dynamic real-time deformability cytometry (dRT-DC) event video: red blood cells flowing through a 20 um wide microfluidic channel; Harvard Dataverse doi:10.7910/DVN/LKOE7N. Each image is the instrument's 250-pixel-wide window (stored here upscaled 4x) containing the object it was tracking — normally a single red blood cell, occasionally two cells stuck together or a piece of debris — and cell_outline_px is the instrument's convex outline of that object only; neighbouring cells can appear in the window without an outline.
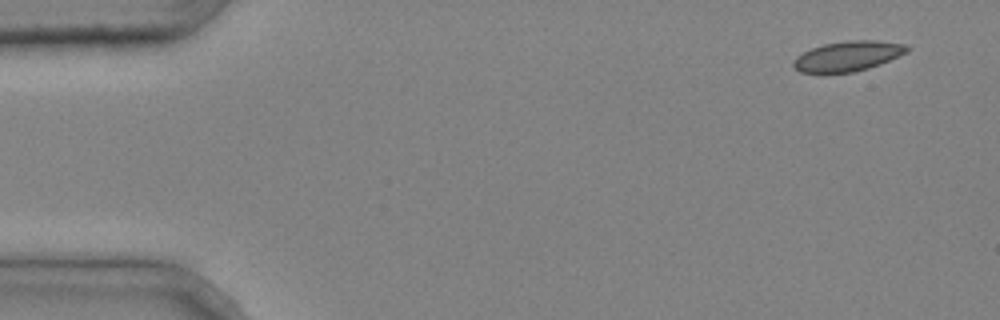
{"species": "common noctule bat (a hibernating species)", "species_latin": "Nyctalus noctula", "temperature_condition": "cold", "stored_images_in_passage": 2, "segment_of_instrument_passage": [2, 2], "camera_frame_rate_fps": 3000, "um_per_image_px": 0.085, "animal": {"sex": "male", "body_mass_g": 20.4}, "frame": {"image": 1, "passage_image": 2, "time_ms": 0.333, "image_size_px": [1000, 320], "cell_outline_px": [[912, 48], [908, 52], [880, 64], [868, 68], [852, 72], [800, 72], [792, 64], [796, 56], [812, 48], [824, 44], [848, 40], [876, 40], [908, 44]], "centroid_in_image_um": [72.13, 4.75], "position_along_channel_um": 12.9, "area_um2": 19.83}}